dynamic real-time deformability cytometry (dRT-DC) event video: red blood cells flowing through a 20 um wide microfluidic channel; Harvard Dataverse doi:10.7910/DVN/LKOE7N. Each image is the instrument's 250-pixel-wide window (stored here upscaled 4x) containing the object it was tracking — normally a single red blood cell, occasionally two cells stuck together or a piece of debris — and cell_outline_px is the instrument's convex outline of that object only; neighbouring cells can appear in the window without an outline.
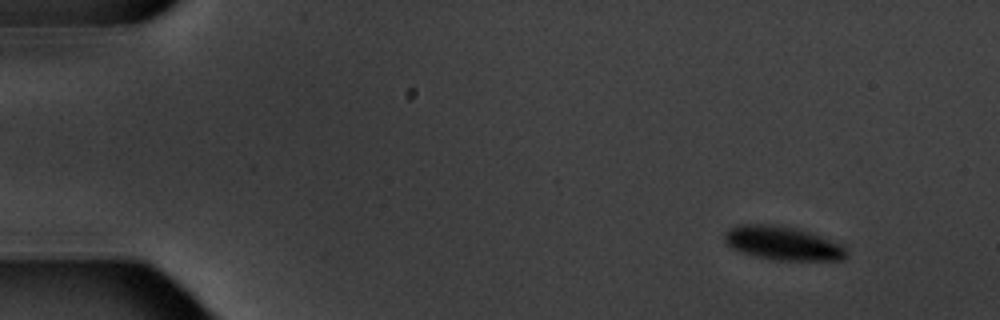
{"species": "common noctule bat (a hibernating species)", "species_latin": "Nyctalus noctula", "temperature_condition": "warm", "stored_images_in_passage": 5, "camera_frame_rate_fps": 3000, "um_per_image_px": 0.085, "animal": {"sex": "male", "body_mass_g": 20.1, "forearm_length_mm": 53.5}, "frame": {"image": 1, "passage_image": 1, "time_ms": 0.0, "image_size_px": [1000, 320], "cell_outline_px": [[848, 256], [844, 260], [772, 260], [756, 256], [732, 248], [724, 240], [724, 232], [736, 224], [776, 224], [800, 228], [840, 244], [844, 248]], "centroid_in_image_um": [66.52, 20.66], "position_along_channel_um": 18.5, "area_um2": 24.04}}